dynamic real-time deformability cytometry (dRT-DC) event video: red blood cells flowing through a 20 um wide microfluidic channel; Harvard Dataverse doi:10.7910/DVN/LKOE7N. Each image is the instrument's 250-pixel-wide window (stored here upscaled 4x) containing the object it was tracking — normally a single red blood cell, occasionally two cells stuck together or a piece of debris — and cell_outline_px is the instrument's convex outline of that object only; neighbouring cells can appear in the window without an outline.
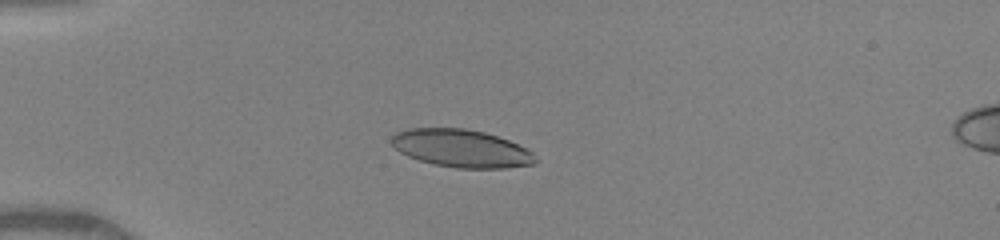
{"species": "human", "species_latin": "Homo sapiens", "temperature_condition": "warm", "stored_images_in_passage": 34, "camera_frame_rate_fps": 3000, "um_per_image_px": 0.085, "donor": {"sex": "female"}, "frame": {"image": 1, "passage_image": 1, "time_ms": 0.0, "image_size_px": [1000, 240], "cell_outline_px": [[536, 160], [532, 164], [504, 168], [456, 168], [436, 164], [420, 160], [408, 156], [400, 152], [392, 144], [392, 136], [396, 132], [412, 128], [464, 128], [484, 132], [508, 140], [532, 152]], "centroid_in_image_um": [39.19, 12.61], "position_along_channel_um": 45.8, "area_um2": 31.21}}
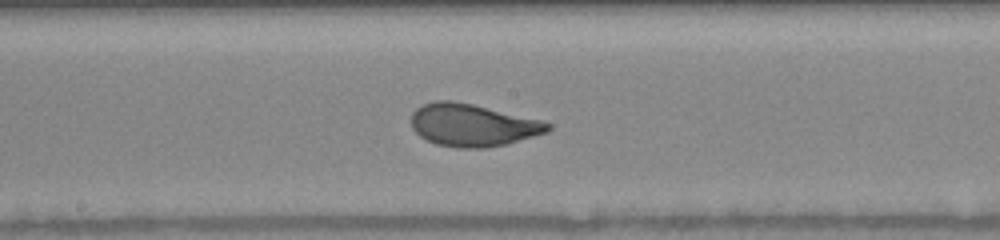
{"frame": {"image": 2, "passage_image": 15, "time_ms": 4.667, "image_size_px": [1000, 240], "cell_outline_px": [[552, 128], [548, 132], [508, 144], [480, 148], [456, 148], [436, 144], [420, 136], [412, 128], [412, 112], [416, 108], [424, 104], [436, 100], [452, 100], [472, 104], [540, 120], [552, 124]], "centroid_in_image_um": [40.17, 10.64], "position_along_channel_um": 208.0, "area_um2": 33.7}}
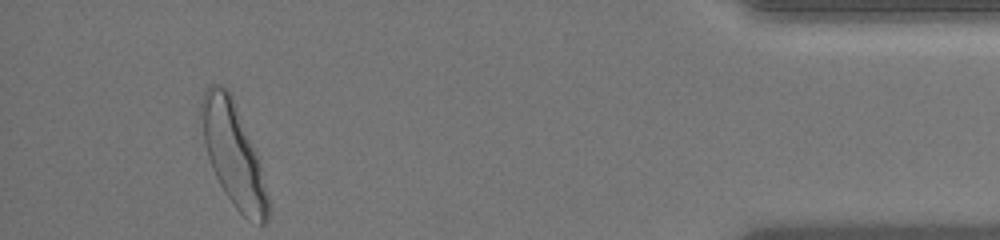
{"frame": {"image": 3, "passage_image": 34, "time_ms": 11.0, "image_size_px": [1000, 240], "cell_outline_px": [[268, 220], [264, 224], [260, 224], [248, 220], [232, 204], [224, 192], [212, 168], [208, 156], [204, 140], [200, 112], [200, 104], [204, 92], [208, 84], [216, 84], [228, 88], [232, 96], [260, 160], [268, 196]], "centroid_in_image_um": [19.84, 13.1], "position_along_channel_um": 415.4, "area_um2": 39.77}, "authors_computed_cell_mechanics": {"area_um2": 33.6974, "velocity_mm_per_s": 4.1005, "shape_relaxation_time_tau1_ms": 2.6602, "shape_relaxation_time_tau2_ms": null, "deformation_change_tau1": 0.1522, "deformation_change_tau2": null}}